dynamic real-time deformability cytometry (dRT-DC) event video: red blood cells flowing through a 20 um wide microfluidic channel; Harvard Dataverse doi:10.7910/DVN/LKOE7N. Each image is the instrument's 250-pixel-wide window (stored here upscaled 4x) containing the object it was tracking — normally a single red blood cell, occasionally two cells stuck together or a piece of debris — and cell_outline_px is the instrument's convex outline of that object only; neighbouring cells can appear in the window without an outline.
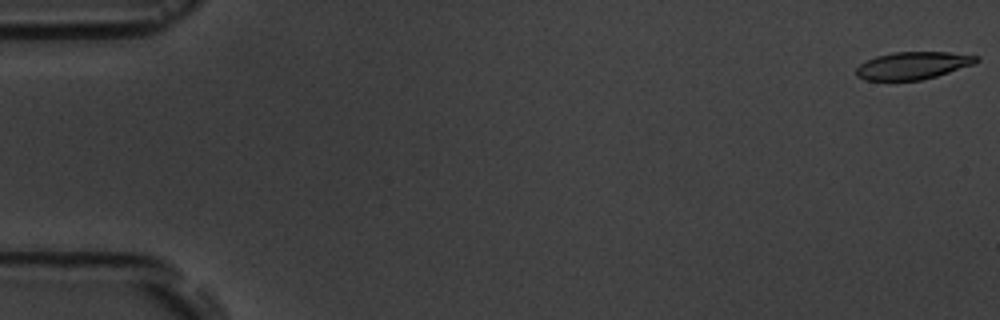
{"species": "common noctule bat (a hibernating species)", "species_latin": "Nyctalus noctula", "temperature_condition": "room temperature", "stored_images_in_passage": 5, "camera_frame_rate_fps": 3000, "um_per_image_px": 0.085, "animal": {"sex": "male", "body_mass_g": 19.5, "forearm_length_mm": 54.6}, "frame": {"image": 1, "passage_image": 1, "time_ms": 0.0, "image_size_px": [1000, 320], "cell_outline_px": [[980, 60], [976, 64], [936, 76], [920, 80], [864, 80], [856, 76], [856, 68], [860, 64], [876, 56], [892, 52], [948, 52], [980, 56]], "centroid_in_image_um": [77.62, 5.56], "position_along_channel_um": 7.4, "area_um2": 19.31}}
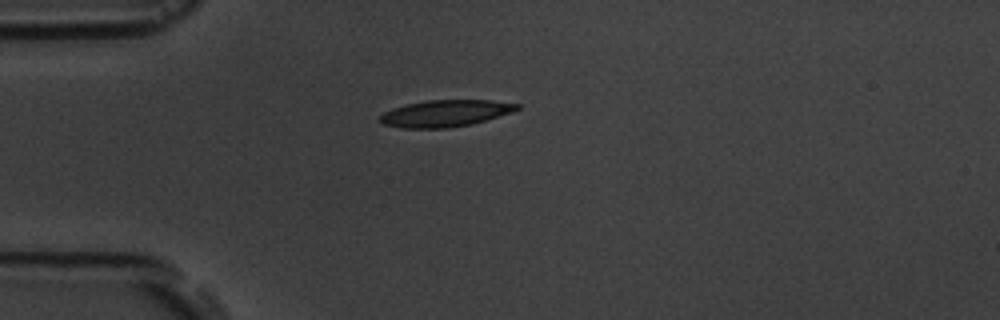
{"frame": {"image": 2, "passage_image": 5, "time_ms": 4.667, "image_size_px": [1000, 320], "cell_outline_px": [[520, 108], [512, 112], [472, 124], [448, 128], [404, 128], [384, 124], [380, 120], [380, 116], [384, 112], [392, 108], [408, 104], [428, 100], [492, 100], [520, 104]], "centroid_in_image_um": [37.88, 9.63], "position_along_channel_um": 47.1, "area_um2": 21.21}}